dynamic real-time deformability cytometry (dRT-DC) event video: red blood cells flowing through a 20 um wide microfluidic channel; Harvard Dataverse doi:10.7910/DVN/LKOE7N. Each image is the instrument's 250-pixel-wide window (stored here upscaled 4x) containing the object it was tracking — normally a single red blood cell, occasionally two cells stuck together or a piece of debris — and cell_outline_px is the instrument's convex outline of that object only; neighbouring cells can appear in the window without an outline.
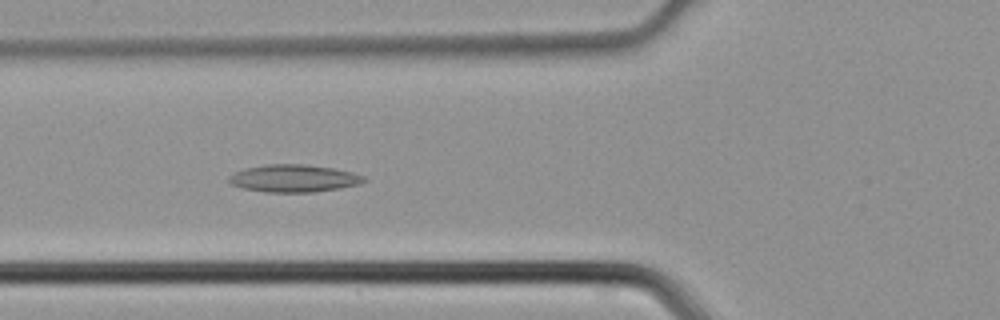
{"species": "common noctule bat (a hibernating species)", "species_latin": "Nyctalus noctula", "temperature_condition": "cold", "stored_images_in_passage": 45, "camera_frame_rate_fps": 3000, "um_per_image_px": 0.085, "animal": {"sex": "male", "body_mass_g": 21.5, "forearm_length_mm": 52.0}, "frame": {"image": 1, "passage_image": 16, "time_ms": 5.0, "image_size_px": [1000, 320], "cell_outline_px": [[368, 180], [360, 184], [340, 188], [316, 192], [268, 192], [244, 188], [232, 184], [228, 180], [228, 176], [244, 168], [268, 164], [304, 164], [332, 168], [352, 172], [364, 176]], "centroid_in_image_um": [25.0, 15.16], "position_along_channel_um": 100.8, "area_um2": 21.56}}
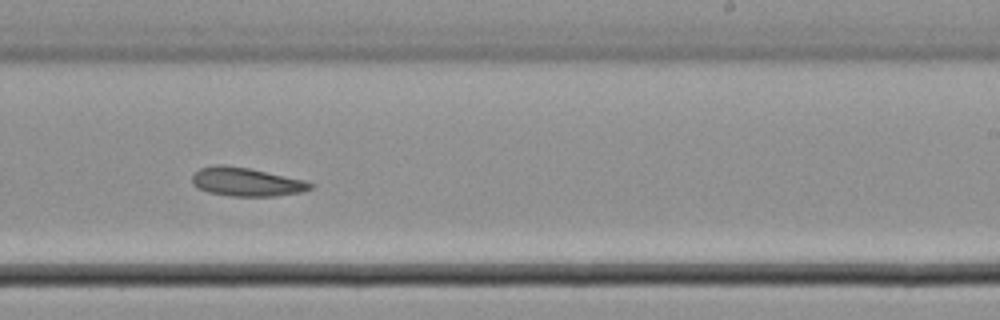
{"frame": {"image": 2, "passage_image": 27, "time_ms": 8.667, "image_size_px": [1000, 320], "cell_outline_px": [[312, 188], [304, 192], [276, 196], [232, 196], [208, 192], [192, 184], [192, 176], [200, 168], [212, 164], [224, 164], [248, 168], [304, 180], [312, 184]], "centroid_in_image_um": [20.92, 15.46], "position_along_channel_um": 268.1, "area_um2": 19.65}}
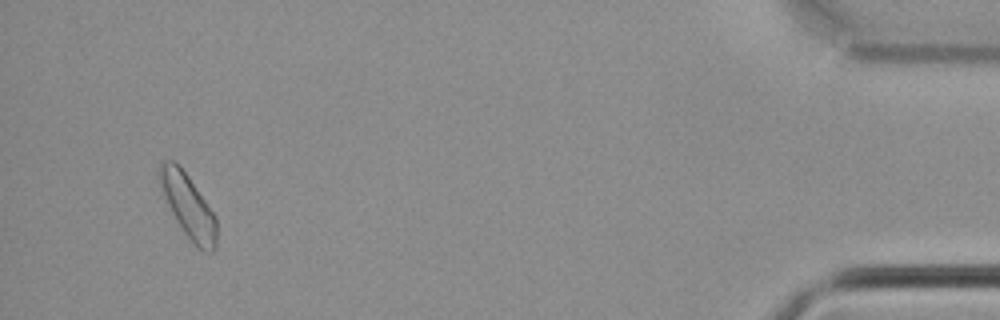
{"frame": {"image": 3, "passage_image": 42, "time_ms": 13.667, "image_size_px": [1000, 320], "cell_outline_px": [[216, 248], [212, 252], [204, 252], [196, 248], [192, 244], [176, 220], [168, 204], [156, 176], [160, 164], [164, 160], [172, 160], [188, 176], [216, 216]], "centroid_in_image_um": [15.99, 17.55], "position_along_channel_um": 419.2, "area_um2": 20.98}}